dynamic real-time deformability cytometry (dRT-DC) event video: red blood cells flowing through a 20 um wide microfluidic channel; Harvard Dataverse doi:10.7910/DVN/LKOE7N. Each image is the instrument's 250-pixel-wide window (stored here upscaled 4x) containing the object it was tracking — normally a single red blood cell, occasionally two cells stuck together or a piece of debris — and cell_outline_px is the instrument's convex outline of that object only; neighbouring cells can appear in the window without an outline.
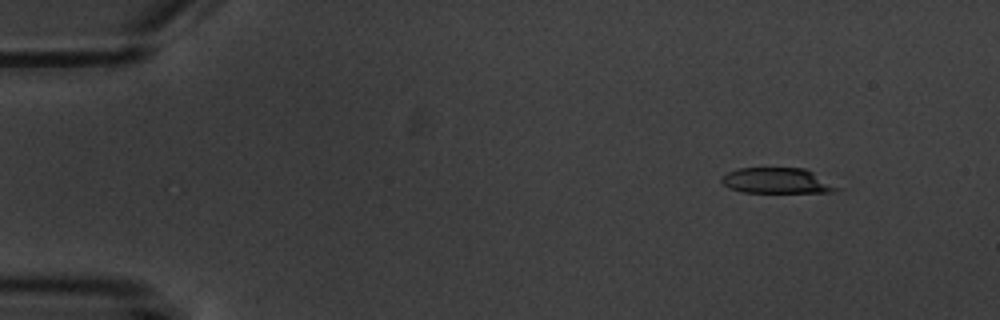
{"species": "common noctule bat (a hibernating species)", "species_latin": "Nyctalus noctula", "temperature_condition": "warm", "stored_images_in_passage": 4, "camera_frame_rate_fps": 3000, "um_per_image_px": 0.085, "animal": {"sex": "male", "body_mass_g": 20.1, "forearm_length_mm": 53.5}, "frame": {"image": 1, "passage_image": 1, "time_ms": 0.0, "image_size_px": [1000, 320], "cell_outline_px": [[844, 188], [832, 192], [744, 192], [728, 188], [720, 180], [720, 176], [728, 172], [740, 168], [804, 168]], "centroid_in_image_um": [66.06, 15.36], "position_along_channel_um": 18.9, "area_um2": 17.22}}
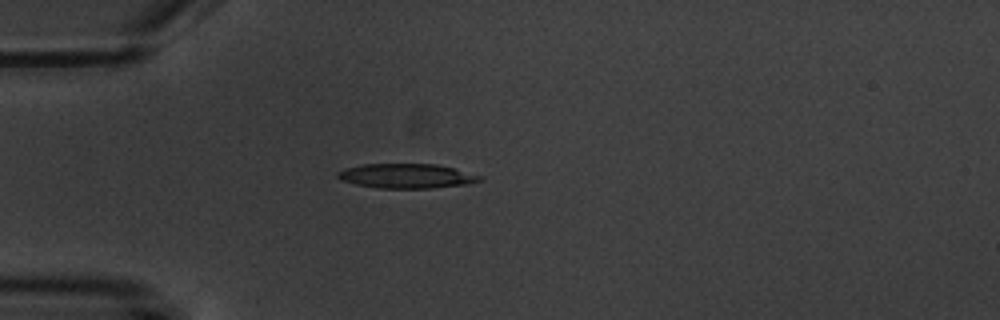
{"frame": {"image": 2, "passage_image": 4, "time_ms": 3.333, "image_size_px": [1000, 320], "cell_outline_px": [[484, 180], [468, 184], [432, 188], [376, 188], [356, 184], [340, 180], [336, 176], [336, 172], [344, 168], [364, 164], [436, 164], [484, 176]], "centroid_in_image_um": [34.55, 14.96], "position_along_channel_um": 50.4, "area_um2": 20.46}}